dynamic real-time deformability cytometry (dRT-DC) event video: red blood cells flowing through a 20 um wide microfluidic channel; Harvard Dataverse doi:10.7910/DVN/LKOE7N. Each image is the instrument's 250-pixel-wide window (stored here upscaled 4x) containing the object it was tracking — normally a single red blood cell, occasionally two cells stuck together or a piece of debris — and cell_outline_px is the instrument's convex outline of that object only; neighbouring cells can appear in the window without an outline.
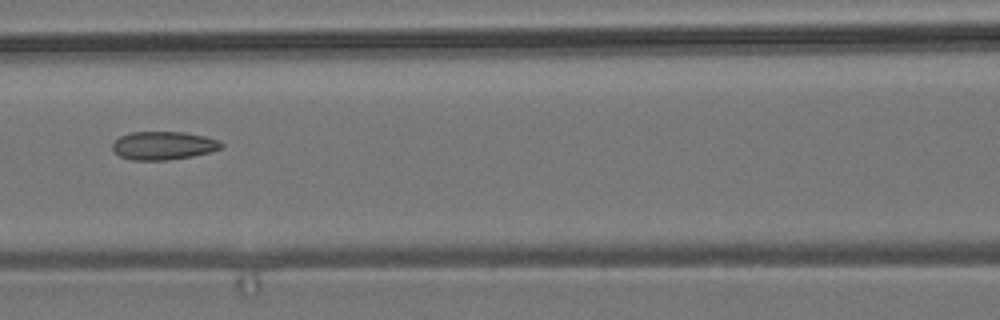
{"species": "common noctule bat (a hibernating species)", "species_latin": "Nyctalus noctula", "temperature_condition": "room temperature", "stored_images_in_passage": 7, "camera_frame_rate_fps": 3000, "um_per_image_px": 0.085, "animal": {"sex": "male", "body_mass_g": 19.2, "forearm_length_mm": 51.8}, "frame": {"image": 1, "passage_image": 7, "time_ms": 7.0, "image_size_px": [1000, 320], "cell_outline_px": [[224, 144], [220, 148], [208, 152], [192, 156], [164, 160], [132, 160], [120, 156], [112, 148], [112, 144], [120, 136], [132, 132], [184, 132], [204, 136], [220, 140]], "centroid_in_image_um": [13.89, 12.36], "position_along_channel_um": 152.7, "area_um2": 17.74}}